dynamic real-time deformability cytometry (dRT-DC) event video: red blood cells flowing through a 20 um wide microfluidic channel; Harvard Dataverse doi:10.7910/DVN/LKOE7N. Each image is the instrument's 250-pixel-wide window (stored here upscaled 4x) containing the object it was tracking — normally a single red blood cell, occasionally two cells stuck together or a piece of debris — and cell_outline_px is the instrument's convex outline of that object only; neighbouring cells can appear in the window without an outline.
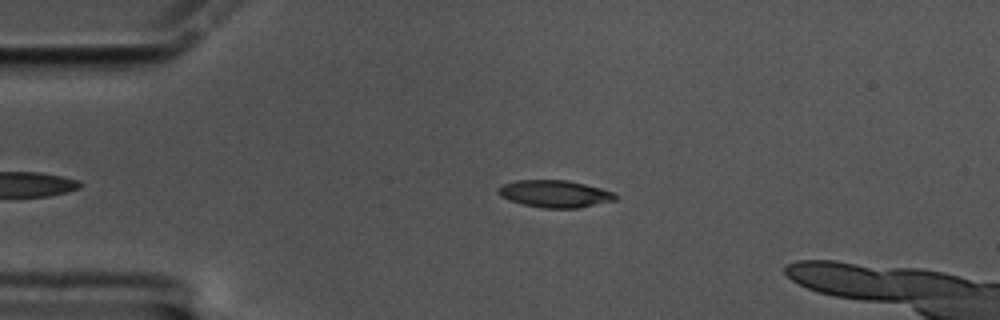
{"species": "common noctule bat (a hibernating species)", "species_latin": "Nyctalus noctula", "temperature_condition": "cold", "stored_images_in_passage": 46, "segment_of_instrument_passage": [1, 2], "camera_frame_rate_fps": 3000, "um_per_image_px": 0.085, "animal": {"sex": "male", "body_mass_g": 17.5, "forearm_length_mm": 52.3}, "frame": {"image": 1, "passage_image": 5, "time_ms": 1.333, "image_size_px": [1000, 320], "cell_outline_px": [[620, 196], [616, 200], [580, 208], [544, 208], [524, 204], [508, 200], [500, 196], [496, 192], [496, 188], [504, 184], [516, 180], [568, 180], [600, 188], [612, 192]], "centroid_in_image_um": [47.15, 16.47], "position_along_channel_um": 37.8, "area_um2": 18.67}}
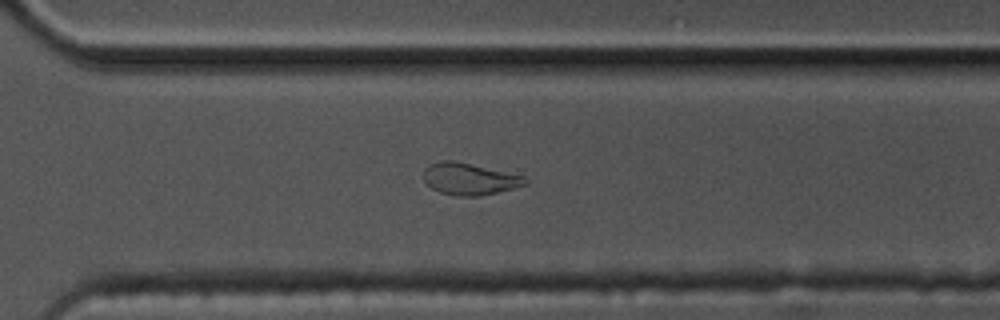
{"frame": {"image": 2, "passage_image": 34, "time_ms": 11.0, "image_size_px": [1000, 320], "cell_outline_px": [[528, 184], [480, 196], [456, 196], [440, 192], [432, 188], [424, 180], [424, 168], [428, 164], [440, 160], [452, 160], [524, 176], [528, 180]], "centroid_in_image_um": [39.87, 15.21], "position_along_channel_um": 330.7, "area_um2": 18.67}}
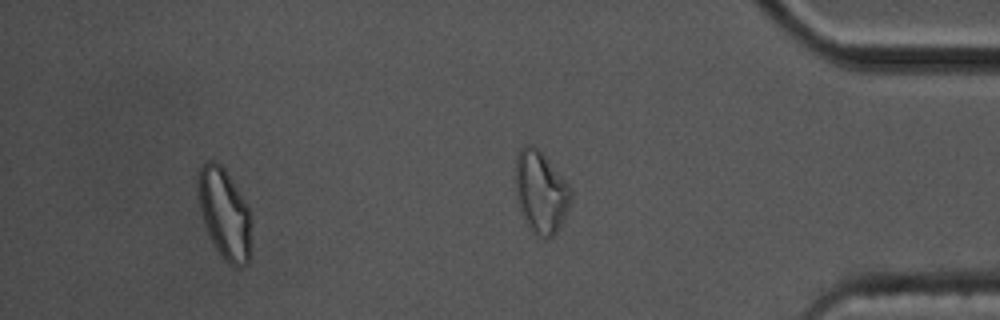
{"frame": {"image": 3, "passage_image": 41, "time_ms": 13.333, "image_size_px": [1000, 320], "cell_outline_px": [[252, 224], [248, 264], [236, 268], [224, 260], [216, 248], [204, 224], [200, 208], [196, 188], [196, 180], [200, 168], [208, 160], [216, 160], [224, 168], [244, 200], [248, 208], [252, 220]], "centroid_in_image_um": [19.08, 18.16], "position_along_channel_um": 416.1, "area_um2": 28.21}}